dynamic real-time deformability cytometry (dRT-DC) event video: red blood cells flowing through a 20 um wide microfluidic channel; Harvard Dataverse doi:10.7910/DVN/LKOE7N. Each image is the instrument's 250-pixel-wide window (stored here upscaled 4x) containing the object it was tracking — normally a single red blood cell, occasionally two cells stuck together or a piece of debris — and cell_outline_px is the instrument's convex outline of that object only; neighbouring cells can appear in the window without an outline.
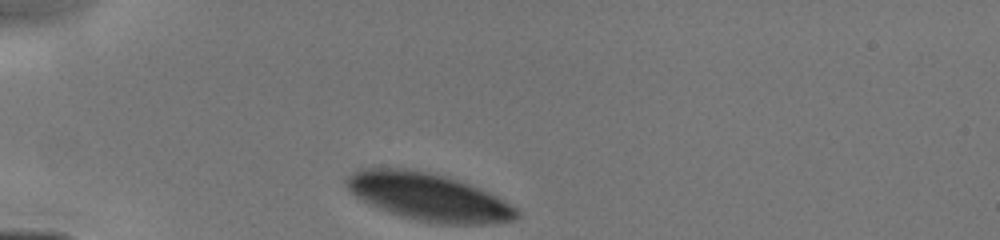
{"species": "human", "species_latin": "Homo sapiens", "temperature_condition": "cold", "stored_images_in_passage": 20, "camera_frame_rate_fps": 3000, "um_per_image_px": 0.085, "donor": {"sex": "male"}, "frame": {"image": 1, "passage_image": 1, "time_ms": 0.0, "image_size_px": [1000, 240], "cell_outline_px": [[520, 216], [516, 220], [484, 224], [436, 224], [416, 220], [400, 216], [376, 208], [360, 200], [344, 184], [344, 180], [352, 172], [364, 168], [400, 168], [428, 172], [444, 176], [480, 188], [520, 208]], "centroid_in_image_um": [36.43, 16.76], "position_along_channel_um": 48.6, "area_um2": 47.45}}
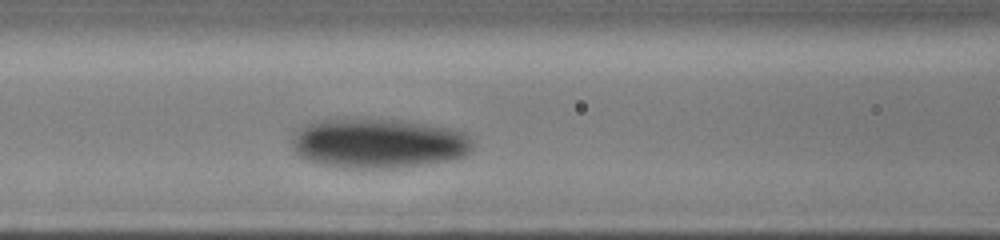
{"frame": {"image": 2, "passage_image": 13, "time_ms": 2.667, "image_size_px": [1000, 240], "cell_outline_px": [[472, 148], [464, 156], [448, 160], [400, 168], [336, 168], [316, 164], [304, 160], [296, 156], [292, 148], [292, 136], [304, 124], [316, 120], [344, 116], [408, 120], [448, 128], [464, 132], [472, 140]], "centroid_in_image_um": [32.05, 12.15], "position_along_channel_um": 134.5, "area_um2": 54.16}}
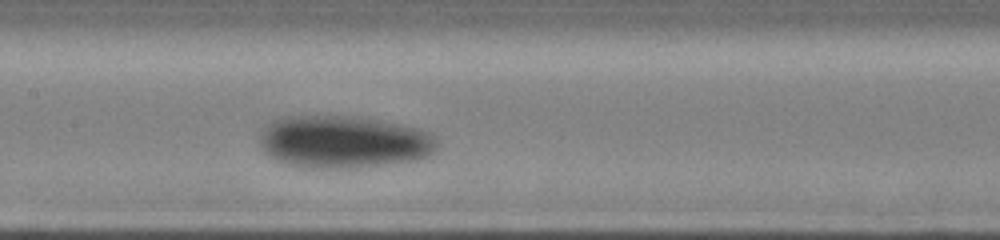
{"frame": {"image": 3, "passage_image": 18, "time_ms": 3.667, "image_size_px": [1000, 240], "cell_outline_px": [[436, 148], [428, 156], [416, 160], [352, 168], [304, 168], [288, 164], [276, 160], [260, 144], [260, 132], [272, 120], [280, 116], [360, 116], [380, 120], [416, 128], [428, 132], [436, 140]], "centroid_in_image_um": [29.18, 12.05], "position_along_channel_um": 178.2, "area_um2": 54.16}}